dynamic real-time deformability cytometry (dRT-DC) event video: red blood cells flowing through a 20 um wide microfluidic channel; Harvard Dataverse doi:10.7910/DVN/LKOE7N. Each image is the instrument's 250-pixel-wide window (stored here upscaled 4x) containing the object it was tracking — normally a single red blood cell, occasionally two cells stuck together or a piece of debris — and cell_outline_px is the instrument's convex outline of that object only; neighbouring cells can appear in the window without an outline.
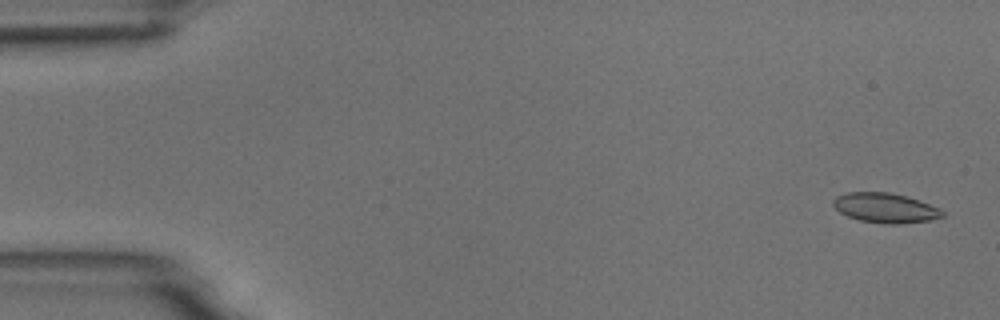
{"species": "common noctule bat (a hibernating species)", "species_latin": "Nyctalus noctula", "temperature_condition": "room temperature", "stored_images_in_passage": 5, "camera_frame_rate_fps": 3000, "um_per_image_px": 0.085, "animal": {"sex": "male", "body_mass_g": 18.8}, "frame": {"image": 1, "passage_image": 1, "time_ms": 0.0, "image_size_px": [1000, 320], "cell_outline_px": [[944, 216], [928, 220], [896, 224], [888, 224], [860, 220], [848, 216], [840, 212], [832, 204], [832, 200], [836, 196], [844, 192], [892, 192], [908, 196], [940, 208], [944, 212]], "centroid_in_image_um": [75.23, 17.65], "position_along_channel_um": 9.8, "area_um2": 18.96}}
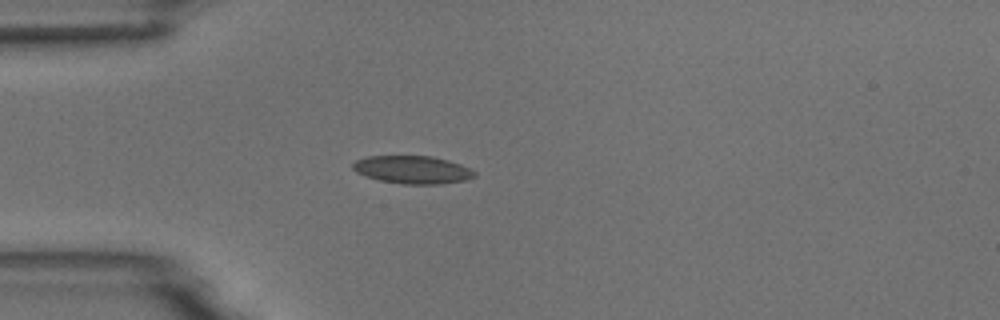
{"frame": {"image": 2, "passage_image": 5, "time_ms": 4.333, "image_size_px": [1000, 320], "cell_outline_px": [[476, 176], [464, 180], [440, 184], [404, 184], [380, 180], [356, 172], [352, 168], [352, 164], [356, 160], [364, 156], [432, 156], [448, 160], [460, 164], [476, 172]], "centroid_in_image_um": [35.06, 14.42], "position_along_channel_um": 49.9, "area_um2": 19.65}}